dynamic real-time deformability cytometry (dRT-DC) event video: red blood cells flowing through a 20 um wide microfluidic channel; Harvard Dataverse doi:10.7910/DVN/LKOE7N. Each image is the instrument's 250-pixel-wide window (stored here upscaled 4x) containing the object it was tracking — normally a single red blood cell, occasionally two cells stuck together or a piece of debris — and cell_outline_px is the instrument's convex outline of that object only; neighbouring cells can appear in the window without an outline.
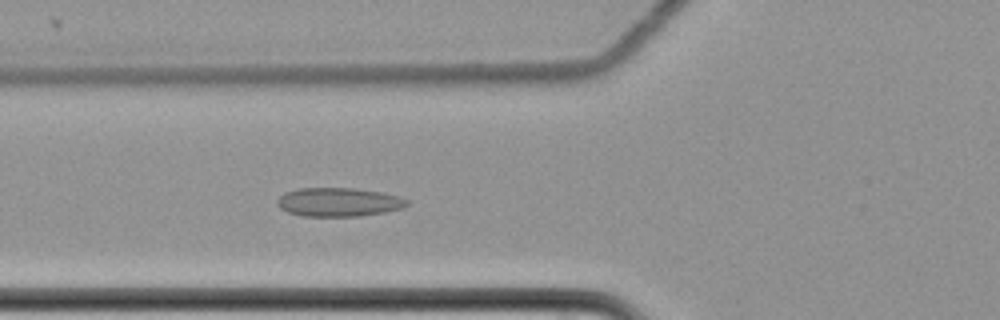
{"species": "common noctule bat (a hibernating species)", "species_latin": "Nyctalus noctula", "temperature_condition": "cold", "stored_images_in_passage": 5, "camera_frame_rate_fps": 3000, "um_per_image_px": 0.085, "animal": {"sex": "female", "body_mass_g": 22.7, "forearm_length_mm": 54.2}, "frame": {"image": 1, "passage_image": 5, "time_ms": 1.333, "image_size_px": [1000, 320], "cell_outline_px": [[408, 204], [404, 208], [384, 212], [360, 216], [304, 216], [288, 212], [280, 208], [276, 204], [276, 200], [284, 192], [300, 188], [352, 188], [380, 192], [396, 196], [408, 200]], "centroid_in_image_um": [28.75, 17.18], "position_along_channel_um": 97.1, "area_um2": 21.68}}